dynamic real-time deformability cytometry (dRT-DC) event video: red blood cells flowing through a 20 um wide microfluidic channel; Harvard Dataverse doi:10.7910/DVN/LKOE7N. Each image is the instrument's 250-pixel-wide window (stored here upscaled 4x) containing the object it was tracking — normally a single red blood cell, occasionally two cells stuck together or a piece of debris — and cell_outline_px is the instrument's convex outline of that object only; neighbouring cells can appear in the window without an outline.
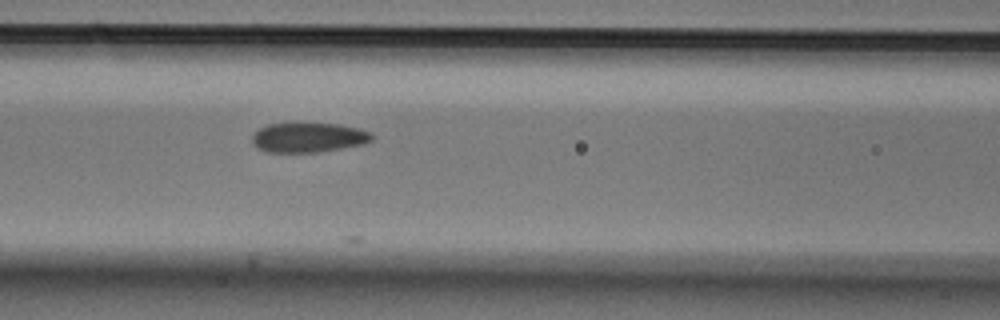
{"species": "Egyptian fruit bat (a non-hibernating species)", "species_latin": "Rousettus aegyptiacus", "temperature_condition": "cold", "stored_images_in_passage": 18, "camera_frame_rate_fps": 3000, "um_per_image_px": 0.085, "animal": {"sex": "male"}, "frame": {"image": 1, "passage_image": 8, "time_ms": 2.333, "image_size_px": [1000, 320], "cell_outline_px": [[376, 136], [372, 140], [364, 144], [316, 152], [268, 152], [256, 148], [252, 144], [252, 136], [260, 128], [268, 124], [296, 120], [336, 124], [360, 128], [372, 132]], "centroid_in_image_um": [26.21, 11.63], "position_along_channel_um": 140.4, "area_um2": 21.62}}
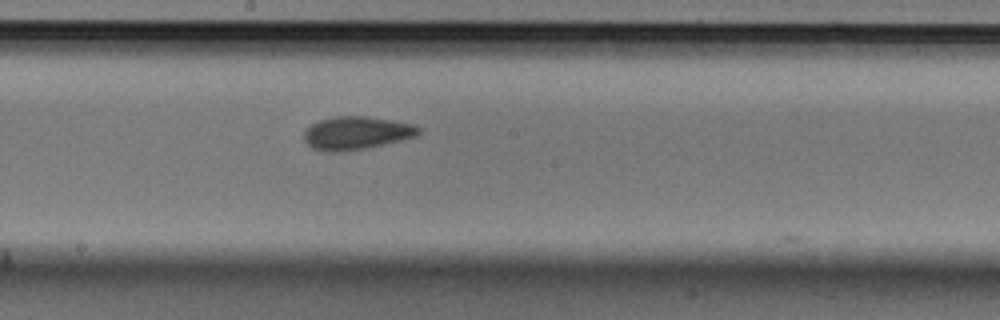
{"frame": {"image": 2, "passage_image": 14, "time_ms": 4.333, "image_size_px": [1000, 320], "cell_outline_px": [[420, 132], [416, 136], [404, 140], [364, 148], [336, 152], [328, 152], [312, 148], [304, 140], [304, 132], [312, 124], [320, 120], [332, 116], [364, 116], [392, 120], [412, 124], [420, 128]], "centroid_in_image_um": [30.3, 11.3], "position_along_channel_um": 217.9, "area_um2": 21.96}}
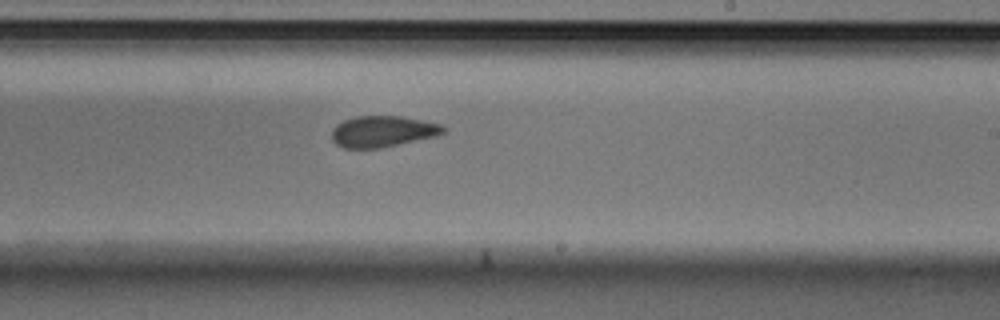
{"frame": {"image": 3, "passage_image": 17, "time_ms": 5.333, "image_size_px": [1000, 320], "cell_outline_px": [[448, 128], [444, 132], [436, 136], [380, 148], [344, 148], [336, 144], [332, 140], [332, 128], [336, 124], [344, 120], [356, 116], [400, 116], [440, 124]], "centroid_in_image_um": [32.51, 11.17], "position_along_channel_um": 256.5, "area_um2": 20.23}}